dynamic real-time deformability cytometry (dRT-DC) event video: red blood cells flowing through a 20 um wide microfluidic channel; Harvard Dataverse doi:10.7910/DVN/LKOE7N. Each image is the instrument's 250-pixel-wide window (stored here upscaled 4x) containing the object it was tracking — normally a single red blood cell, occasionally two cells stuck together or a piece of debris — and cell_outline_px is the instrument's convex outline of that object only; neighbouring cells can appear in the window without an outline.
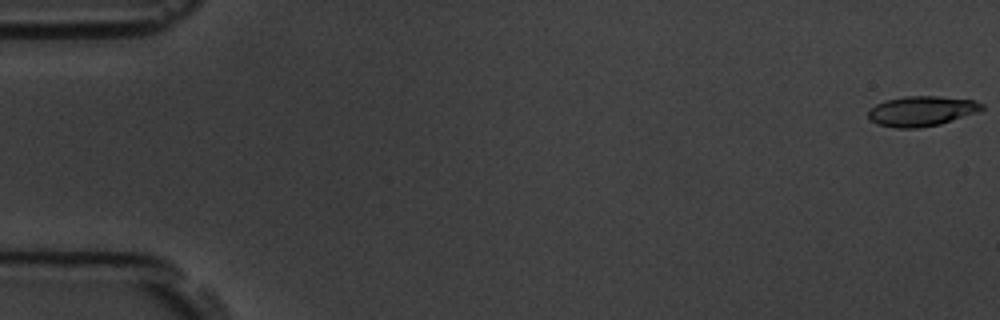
{"species": "common noctule bat (a hibernating species)", "species_latin": "Nyctalus noctula", "temperature_condition": "room temperature", "stored_images_in_passage": 8, "camera_frame_rate_fps": 3000, "um_per_image_px": 0.085, "animal": {"sex": "male", "body_mass_g": 19.5, "forearm_length_mm": 54.6}, "frame": {"image": 1, "passage_image": 1, "time_ms": 0.0, "image_size_px": [1000, 320], "cell_outline_px": [[984, 108], [980, 112], [940, 124], [916, 128], [896, 128], [876, 124], [868, 116], [868, 108], [884, 100], [904, 96], [940, 96], [976, 100], [984, 104]], "centroid_in_image_um": [78.36, 9.43], "position_along_channel_um": 6.6, "area_um2": 20.23}}
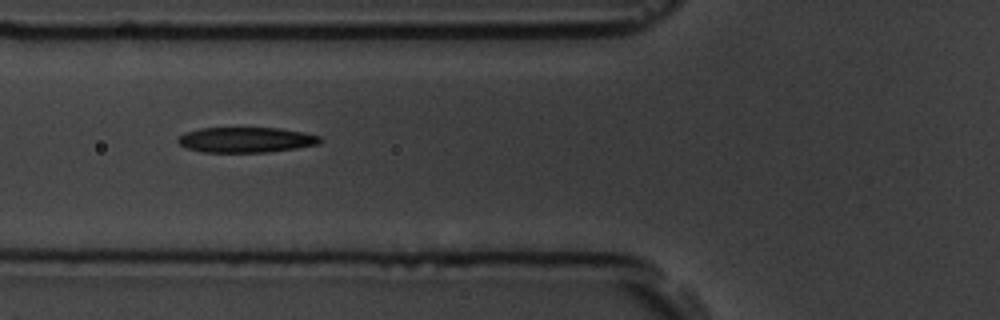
{"frame": {"image": 2, "passage_image": 7, "time_ms": 2.0, "image_size_px": [1000, 320], "cell_outline_px": [[324, 140], [320, 144], [296, 148], [268, 152], [204, 152], [184, 148], [176, 140], [184, 132], [200, 128], [280, 128], [304, 132], [320, 136]], "centroid_in_image_um": [20.92, 11.88], "position_along_channel_um": 104.9, "area_um2": 21.15}}
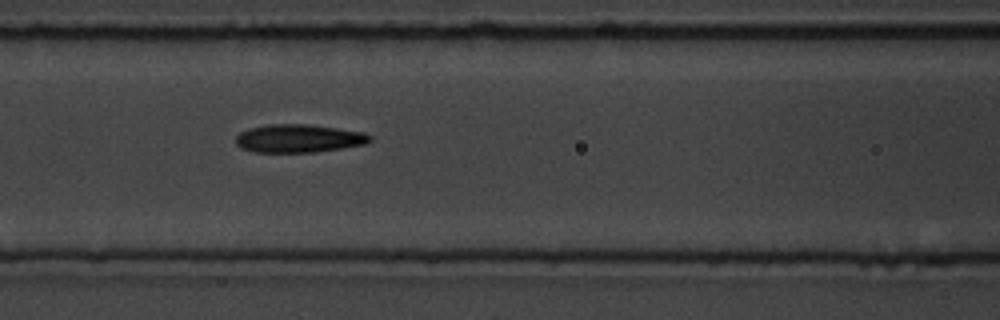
{"frame": {"image": 3, "passage_image": 8, "time_ms": 2.333, "image_size_px": [1000, 320], "cell_outline_px": [[372, 140], [364, 144], [344, 148], [312, 152], [252, 152], [240, 148], [236, 144], [236, 136], [240, 132], [248, 128], [268, 124], [304, 124], [336, 128], [364, 132], [372, 136]], "centroid_in_image_um": [25.36, 11.77], "position_along_channel_um": 141.2, "area_um2": 22.08}}